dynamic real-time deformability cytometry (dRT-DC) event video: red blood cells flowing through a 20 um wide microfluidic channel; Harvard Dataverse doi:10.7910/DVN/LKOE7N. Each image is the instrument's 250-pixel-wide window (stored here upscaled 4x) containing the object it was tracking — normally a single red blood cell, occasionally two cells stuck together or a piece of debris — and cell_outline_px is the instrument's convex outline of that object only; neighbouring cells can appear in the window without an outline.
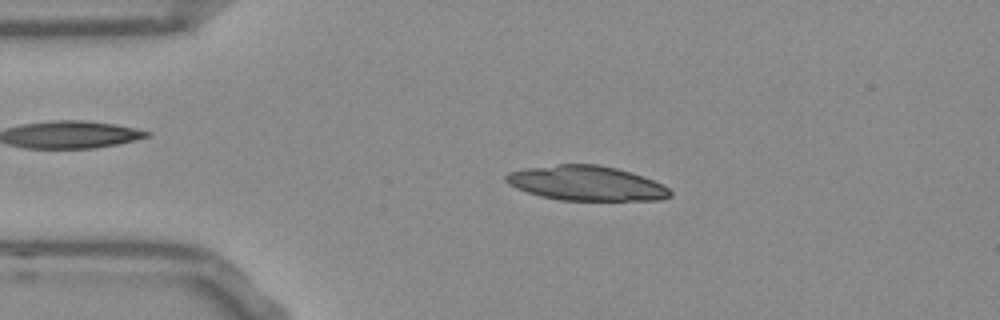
{"species": "Egyptian fruit bat (a non-hibernating species)", "species_latin": "Rousettus aegyptiacus", "temperature_condition": "room temperature", "stored_images_in_passage": 52, "camera_frame_rate_fps": 3000, "um_per_image_px": 0.085, "frame": {"image": 1, "passage_image": 10, "time_ms": 3.0, "image_size_px": [1000, 320], "cell_outline_px": [[672, 196], [660, 200], [560, 200], [540, 196], [516, 188], [508, 184], [504, 180], [504, 176], [508, 172], [524, 168], [556, 164], [596, 164], [616, 168], [632, 172], [644, 176], [668, 188], [672, 192]], "centroid_in_image_um": [49.81, 15.57], "position_along_channel_um": 35.2, "area_um2": 33.35}}
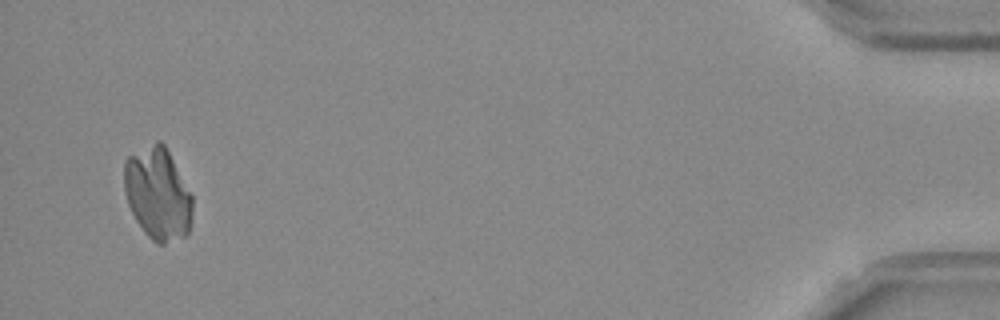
{"frame": {"image": 2, "passage_image": 50, "time_ms": 16.333, "image_size_px": [1000, 320], "cell_outline_px": [[192, 216], [188, 236], [164, 244], [156, 244], [144, 232], [136, 220], [128, 204], [124, 192], [124, 160], [128, 156], [156, 140], [160, 140], [164, 144], [192, 196]], "centroid_in_image_um": [13.4, 16.49], "position_along_channel_um": 421.8, "area_um2": 36.88}}